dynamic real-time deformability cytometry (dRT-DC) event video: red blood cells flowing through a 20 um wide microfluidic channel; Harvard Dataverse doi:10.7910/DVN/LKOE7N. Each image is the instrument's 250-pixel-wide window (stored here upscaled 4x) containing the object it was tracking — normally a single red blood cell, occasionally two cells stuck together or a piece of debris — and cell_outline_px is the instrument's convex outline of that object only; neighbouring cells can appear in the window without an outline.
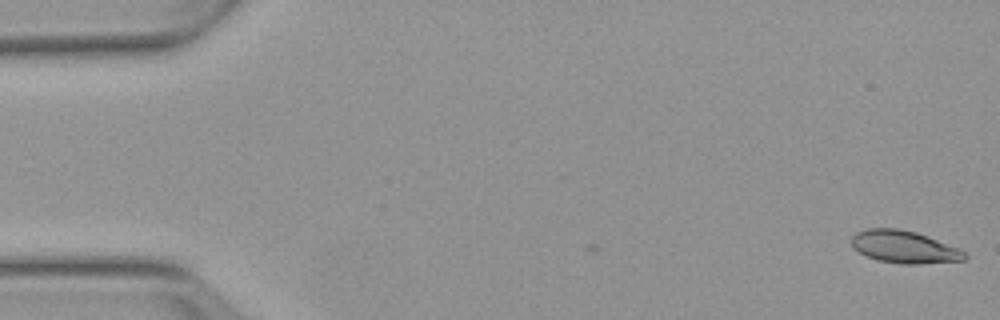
{"species": "Egyptian fruit bat (a non-hibernating species)", "species_latin": "Rousettus aegyptiacus", "temperature_condition": "warm", "stored_images_in_passage": 9, "camera_frame_rate_fps": 3000, "um_per_image_px": 0.085, "animal": {"sex": "female"}, "frame": {"image": 1, "passage_image": 1, "time_ms": 0.0, "image_size_px": [1000, 320], "cell_outline_px": [[968, 256], [964, 260], [920, 264], [900, 264], [880, 260], [868, 256], [852, 248], [852, 236], [856, 232], [868, 228], [900, 228], [916, 232], [928, 236], [956, 248], [964, 252]], "centroid_in_image_um": [76.83, 20.98], "position_along_channel_um": 8.2, "area_um2": 21.21}}
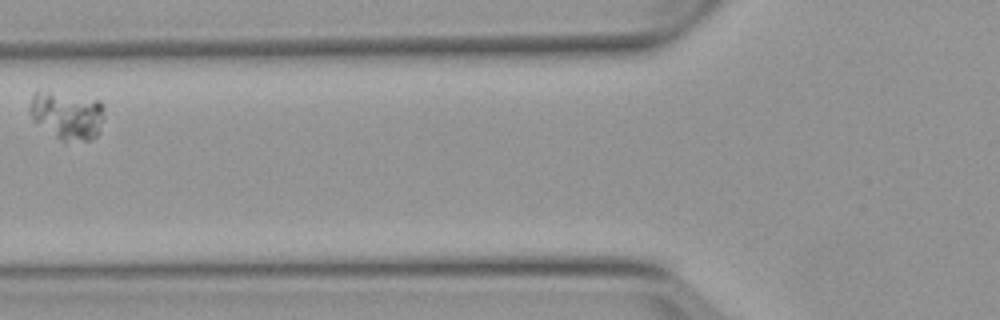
{"frame": {"image": 2, "passage_image": 7, "time_ms": 7.333, "image_size_px": [1000, 320], "cell_outline_px": [[100, 132], [96, 136], [88, 140], [60, 140], [32, 120], [28, 112], [28, 108], [32, 96], [36, 88], [48, 88], [100, 100]], "centroid_in_image_um": [5.58, 9.71], "position_along_channel_um": 120.2, "area_um2": 21.27}}
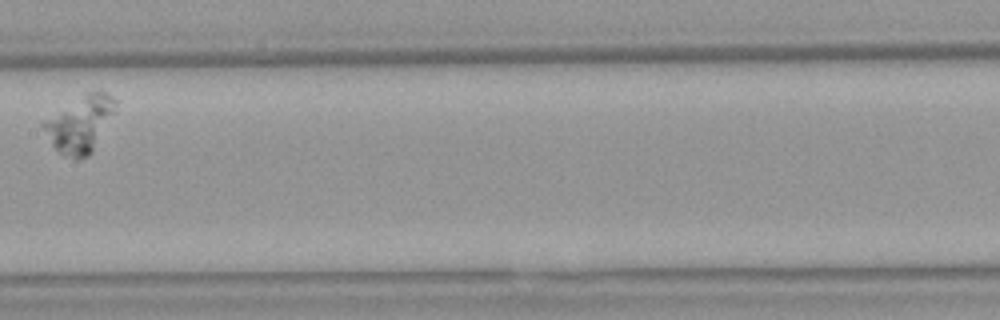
{"frame": {"image": 3, "passage_image": 9, "time_ms": 9.667, "image_size_px": [1000, 320], "cell_outline_px": [[116, 100], [112, 112], [92, 152], [88, 156], [80, 160], [76, 160], [64, 156], [52, 144], [40, 124], [44, 120], [84, 92], [104, 92], [112, 96]], "centroid_in_image_um": [6.75, 10.55], "position_along_channel_um": 200.6, "area_um2": 22.95}}